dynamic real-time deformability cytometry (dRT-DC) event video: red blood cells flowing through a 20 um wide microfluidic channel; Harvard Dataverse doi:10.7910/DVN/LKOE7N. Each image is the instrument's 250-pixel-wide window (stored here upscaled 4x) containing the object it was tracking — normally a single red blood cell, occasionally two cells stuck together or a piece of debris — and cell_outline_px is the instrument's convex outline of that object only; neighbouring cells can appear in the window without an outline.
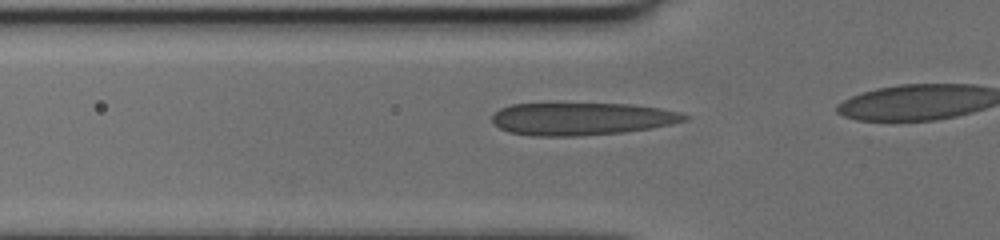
{"species": "human", "species_latin": "Homo sapiens", "temperature_condition": "cold", "stored_images_in_passage": 13, "camera_frame_rate_fps": 3000, "um_per_image_px": 0.085, "donor": {"sex": "female"}, "frame": {"image": 1, "passage_image": 8, "time_ms": 2.333, "image_size_px": [1000, 240], "cell_outline_px": [[688, 120], [652, 128], [624, 132], [576, 136], [532, 136], [508, 132], [500, 128], [492, 120], [492, 112], [500, 108], [512, 104], [628, 104], [660, 108], [680, 112], [688, 116]], "centroid_in_image_um": [49.42, 10.1], "position_along_channel_um": 76.4, "area_um2": 36.47}}
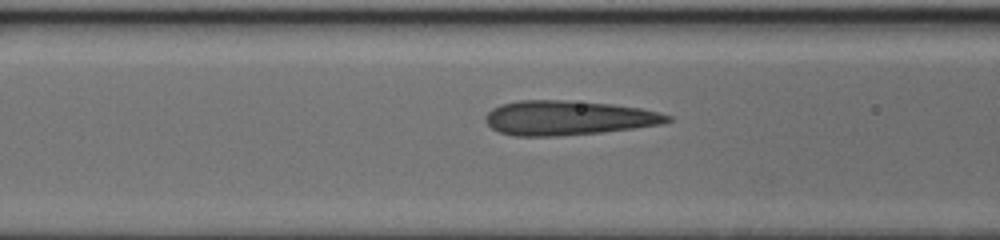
{"frame": {"image": 2, "passage_image": 11, "time_ms": 3.333, "image_size_px": [1000, 240], "cell_outline_px": [[672, 120], [664, 124], [604, 132], [560, 136], [516, 136], [500, 132], [492, 128], [484, 120], [484, 116], [492, 108], [500, 104], [520, 100], [564, 100], [612, 104], [640, 108], [672, 116]], "centroid_in_image_um": [48.28, 10.02], "position_along_channel_um": 118.3, "area_um2": 36.7}}